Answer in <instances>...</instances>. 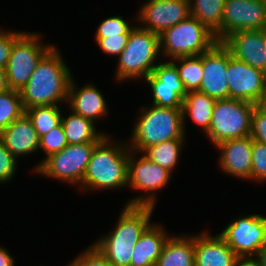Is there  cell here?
<instances>
[{
  "label": "cell",
  "mask_w": 266,
  "mask_h": 266,
  "mask_svg": "<svg viewBox=\"0 0 266 266\" xmlns=\"http://www.w3.org/2000/svg\"><path fill=\"white\" fill-rule=\"evenodd\" d=\"M54 45L38 62L28 83L19 92L24 109L67 104L72 71Z\"/></svg>",
  "instance_id": "6da1fadb"
},
{
  "label": "cell",
  "mask_w": 266,
  "mask_h": 266,
  "mask_svg": "<svg viewBox=\"0 0 266 266\" xmlns=\"http://www.w3.org/2000/svg\"><path fill=\"white\" fill-rule=\"evenodd\" d=\"M130 151L127 143L112 140L107 134L95 146L79 189L82 192H102L126 188Z\"/></svg>",
  "instance_id": "7a4b0ae2"
},
{
  "label": "cell",
  "mask_w": 266,
  "mask_h": 266,
  "mask_svg": "<svg viewBox=\"0 0 266 266\" xmlns=\"http://www.w3.org/2000/svg\"><path fill=\"white\" fill-rule=\"evenodd\" d=\"M153 205H124L114 229L92 244L113 266H130L132 250L152 223Z\"/></svg>",
  "instance_id": "3957f363"
},
{
  "label": "cell",
  "mask_w": 266,
  "mask_h": 266,
  "mask_svg": "<svg viewBox=\"0 0 266 266\" xmlns=\"http://www.w3.org/2000/svg\"><path fill=\"white\" fill-rule=\"evenodd\" d=\"M127 145L131 151L143 153L148 147L172 139H186L182 108L154 104L140 107Z\"/></svg>",
  "instance_id": "277c9868"
},
{
  "label": "cell",
  "mask_w": 266,
  "mask_h": 266,
  "mask_svg": "<svg viewBox=\"0 0 266 266\" xmlns=\"http://www.w3.org/2000/svg\"><path fill=\"white\" fill-rule=\"evenodd\" d=\"M160 55L159 34L141 28L135 23L126 47L116 60V81L121 83L144 80L162 61Z\"/></svg>",
  "instance_id": "5b68a950"
},
{
  "label": "cell",
  "mask_w": 266,
  "mask_h": 266,
  "mask_svg": "<svg viewBox=\"0 0 266 266\" xmlns=\"http://www.w3.org/2000/svg\"><path fill=\"white\" fill-rule=\"evenodd\" d=\"M161 57L169 61L178 57L197 56L209 50L216 42L214 33L194 16L164 30L159 35Z\"/></svg>",
  "instance_id": "8992f818"
},
{
  "label": "cell",
  "mask_w": 266,
  "mask_h": 266,
  "mask_svg": "<svg viewBox=\"0 0 266 266\" xmlns=\"http://www.w3.org/2000/svg\"><path fill=\"white\" fill-rule=\"evenodd\" d=\"M98 143L68 144L60 152L48 156L42 162L39 161L31 171L79 188L92 152Z\"/></svg>",
  "instance_id": "52a82bcc"
},
{
  "label": "cell",
  "mask_w": 266,
  "mask_h": 266,
  "mask_svg": "<svg viewBox=\"0 0 266 266\" xmlns=\"http://www.w3.org/2000/svg\"><path fill=\"white\" fill-rule=\"evenodd\" d=\"M254 103L232 98L217 100L208 132L204 135L216 146L228 139L250 135Z\"/></svg>",
  "instance_id": "ba28073f"
},
{
  "label": "cell",
  "mask_w": 266,
  "mask_h": 266,
  "mask_svg": "<svg viewBox=\"0 0 266 266\" xmlns=\"http://www.w3.org/2000/svg\"><path fill=\"white\" fill-rule=\"evenodd\" d=\"M137 154L141 156L137 157ZM172 173L151 161L143 153L130 151L128 160V185L127 187L143 192L129 199L125 205H153L157 204L158 191L166 188Z\"/></svg>",
  "instance_id": "9c48e42d"
},
{
  "label": "cell",
  "mask_w": 266,
  "mask_h": 266,
  "mask_svg": "<svg viewBox=\"0 0 266 266\" xmlns=\"http://www.w3.org/2000/svg\"><path fill=\"white\" fill-rule=\"evenodd\" d=\"M40 32L25 31L13 44L5 68L9 89L24 87L41 58L54 46L42 43Z\"/></svg>",
  "instance_id": "30bf717a"
},
{
  "label": "cell",
  "mask_w": 266,
  "mask_h": 266,
  "mask_svg": "<svg viewBox=\"0 0 266 266\" xmlns=\"http://www.w3.org/2000/svg\"><path fill=\"white\" fill-rule=\"evenodd\" d=\"M219 235L237 256L256 255L266 244V216L241 215L224 227Z\"/></svg>",
  "instance_id": "8fae6325"
},
{
  "label": "cell",
  "mask_w": 266,
  "mask_h": 266,
  "mask_svg": "<svg viewBox=\"0 0 266 266\" xmlns=\"http://www.w3.org/2000/svg\"><path fill=\"white\" fill-rule=\"evenodd\" d=\"M266 29V0H225L221 27L214 33L222 42L240 30Z\"/></svg>",
  "instance_id": "7c38bea8"
},
{
  "label": "cell",
  "mask_w": 266,
  "mask_h": 266,
  "mask_svg": "<svg viewBox=\"0 0 266 266\" xmlns=\"http://www.w3.org/2000/svg\"><path fill=\"white\" fill-rule=\"evenodd\" d=\"M229 98L259 105L266 96V73L234 58L228 49Z\"/></svg>",
  "instance_id": "4fadbf2b"
},
{
  "label": "cell",
  "mask_w": 266,
  "mask_h": 266,
  "mask_svg": "<svg viewBox=\"0 0 266 266\" xmlns=\"http://www.w3.org/2000/svg\"><path fill=\"white\" fill-rule=\"evenodd\" d=\"M189 15L190 0H148L139 8L136 21L141 28L160 35Z\"/></svg>",
  "instance_id": "5bb4252c"
},
{
  "label": "cell",
  "mask_w": 266,
  "mask_h": 266,
  "mask_svg": "<svg viewBox=\"0 0 266 266\" xmlns=\"http://www.w3.org/2000/svg\"><path fill=\"white\" fill-rule=\"evenodd\" d=\"M144 81L152 92V104L160 107L182 108L187 92L177 68L170 61H161Z\"/></svg>",
  "instance_id": "9a60e30c"
},
{
  "label": "cell",
  "mask_w": 266,
  "mask_h": 266,
  "mask_svg": "<svg viewBox=\"0 0 266 266\" xmlns=\"http://www.w3.org/2000/svg\"><path fill=\"white\" fill-rule=\"evenodd\" d=\"M227 65L228 48L217 41L203 53V72L199 92L216 100L228 99Z\"/></svg>",
  "instance_id": "2e32d148"
},
{
  "label": "cell",
  "mask_w": 266,
  "mask_h": 266,
  "mask_svg": "<svg viewBox=\"0 0 266 266\" xmlns=\"http://www.w3.org/2000/svg\"><path fill=\"white\" fill-rule=\"evenodd\" d=\"M252 147L250 135L222 141L215 146L219 150V168L227 175L251 181Z\"/></svg>",
  "instance_id": "e0dca14e"
},
{
  "label": "cell",
  "mask_w": 266,
  "mask_h": 266,
  "mask_svg": "<svg viewBox=\"0 0 266 266\" xmlns=\"http://www.w3.org/2000/svg\"><path fill=\"white\" fill-rule=\"evenodd\" d=\"M222 43L234 58L265 72L266 29L236 31Z\"/></svg>",
  "instance_id": "ac0fdd59"
},
{
  "label": "cell",
  "mask_w": 266,
  "mask_h": 266,
  "mask_svg": "<svg viewBox=\"0 0 266 266\" xmlns=\"http://www.w3.org/2000/svg\"><path fill=\"white\" fill-rule=\"evenodd\" d=\"M76 82L72 76L68 88L67 108L94 123L105 118L109 113V107L96 84L89 81L80 87Z\"/></svg>",
  "instance_id": "d6986e66"
},
{
  "label": "cell",
  "mask_w": 266,
  "mask_h": 266,
  "mask_svg": "<svg viewBox=\"0 0 266 266\" xmlns=\"http://www.w3.org/2000/svg\"><path fill=\"white\" fill-rule=\"evenodd\" d=\"M205 231L194 235L195 266H235L237 255L225 240Z\"/></svg>",
  "instance_id": "ffe728a7"
},
{
  "label": "cell",
  "mask_w": 266,
  "mask_h": 266,
  "mask_svg": "<svg viewBox=\"0 0 266 266\" xmlns=\"http://www.w3.org/2000/svg\"><path fill=\"white\" fill-rule=\"evenodd\" d=\"M39 139L26 113L13 121L0 134V140L18 161L19 157L30 156L39 151Z\"/></svg>",
  "instance_id": "44dd1931"
},
{
  "label": "cell",
  "mask_w": 266,
  "mask_h": 266,
  "mask_svg": "<svg viewBox=\"0 0 266 266\" xmlns=\"http://www.w3.org/2000/svg\"><path fill=\"white\" fill-rule=\"evenodd\" d=\"M170 235L163 224L152 222L134 245L130 266H155Z\"/></svg>",
  "instance_id": "7402d4cb"
},
{
  "label": "cell",
  "mask_w": 266,
  "mask_h": 266,
  "mask_svg": "<svg viewBox=\"0 0 266 266\" xmlns=\"http://www.w3.org/2000/svg\"><path fill=\"white\" fill-rule=\"evenodd\" d=\"M155 266H195L194 235H170Z\"/></svg>",
  "instance_id": "603a6c76"
},
{
  "label": "cell",
  "mask_w": 266,
  "mask_h": 266,
  "mask_svg": "<svg viewBox=\"0 0 266 266\" xmlns=\"http://www.w3.org/2000/svg\"><path fill=\"white\" fill-rule=\"evenodd\" d=\"M216 99L211 98L205 93L199 91H191L187 92L185 98L183 99V128L186 133V125L185 124L189 117L190 121L199 126L204 134H206L209 130L213 108L216 103Z\"/></svg>",
  "instance_id": "cb8c5ba5"
},
{
  "label": "cell",
  "mask_w": 266,
  "mask_h": 266,
  "mask_svg": "<svg viewBox=\"0 0 266 266\" xmlns=\"http://www.w3.org/2000/svg\"><path fill=\"white\" fill-rule=\"evenodd\" d=\"M68 116L62 114L61 123L68 144L100 142L108 133L97 130L92 120L68 109Z\"/></svg>",
  "instance_id": "d4e9b609"
},
{
  "label": "cell",
  "mask_w": 266,
  "mask_h": 266,
  "mask_svg": "<svg viewBox=\"0 0 266 266\" xmlns=\"http://www.w3.org/2000/svg\"><path fill=\"white\" fill-rule=\"evenodd\" d=\"M186 139H172L148 147L143 154L171 173L176 169Z\"/></svg>",
  "instance_id": "484cf974"
},
{
  "label": "cell",
  "mask_w": 266,
  "mask_h": 266,
  "mask_svg": "<svg viewBox=\"0 0 266 266\" xmlns=\"http://www.w3.org/2000/svg\"><path fill=\"white\" fill-rule=\"evenodd\" d=\"M225 0H190V15L215 33L221 27Z\"/></svg>",
  "instance_id": "4316f807"
},
{
  "label": "cell",
  "mask_w": 266,
  "mask_h": 266,
  "mask_svg": "<svg viewBox=\"0 0 266 266\" xmlns=\"http://www.w3.org/2000/svg\"><path fill=\"white\" fill-rule=\"evenodd\" d=\"M170 62L177 68L186 92L199 91L203 72V53L197 56L178 57Z\"/></svg>",
  "instance_id": "83f0119b"
},
{
  "label": "cell",
  "mask_w": 266,
  "mask_h": 266,
  "mask_svg": "<svg viewBox=\"0 0 266 266\" xmlns=\"http://www.w3.org/2000/svg\"><path fill=\"white\" fill-rule=\"evenodd\" d=\"M61 105L34 106L25 110L38 136L41 137L61 123Z\"/></svg>",
  "instance_id": "f1b7e54d"
},
{
  "label": "cell",
  "mask_w": 266,
  "mask_h": 266,
  "mask_svg": "<svg viewBox=\"0 0 266 266\" xmlns=\"http://www.w3.org/2000/svg\"><path fill=\"white\" fill-rule=\"evenodd\" d=\"M24 113L25 109L18 90L7 89L0 93V134Z\"/></svg>",
  "instance_id": "f546056e"
},
{
  "label": "cell",
  "mask_w": 266,
  "mask_h": 266,
  "mask_svg": "<svg viewBox=\"0 0 266 266\" xmlns=\"http://www.w3.org/2000/svg\"><path fill=\"white\" fill-rule=\"evenodd\" d=\"M67 145L68 142L62 123H60L57 127L51 129L39 139V150L44 151V154L46 155L41 162L48 156L60 152Z\"/></svg>",
  "instance_id": "4dcf8cb0"
},
{
  "label": "cell",
  "mask_w": 266,
  "mask_h": 266,
  "mask_svg": "<svg viewBox=\"0 0 266 266\" xmlns=\"http://www.w3.org/2000/svg\"><path fill=\"white\" fill-rule=\"evenodd\" d=\"M124 19V17L120 15L108 17L98 25L96 28L95 37H108L118 34H130L132 28L135 26L134 24L130 25Z\"/></svg>",
  "instance_id": "1f68e13d"
},
{
  "label": "cell",
  "mask_w": 266,
  "mask_h": 266,
  "mask_svg": "<svg viewBox=\"0 0 266 266\" xmlns=\"http://www.w3.org/2000/svg\"><path fill=\"white\" fill-rule=\"evenodd\" d=\"M251 181L266 182V144L253 140Z\"/></svg>",
  "instance_id": "d6a6232c"
},
{
  "label": "cell",
  "mask_w": 266,
  "mask_h": 266,
  "mask_svg": "<svg viewBox=\"0 0 266 266\" xmlns=\"http://www.w3.org/2000/svg\"><path fill=\"white\" fill-rule=\"evenodd\" d=\"M66 266H113L92 243Z\"/></svg>",
  "instance_id": "836d02e7"
},
{
  "label": "cell",
  "mask_w": 266,
  "mask_h": 266,
  "mask_svg": "<svg viewBox=\"0 0 266 266\" xmlns=\"http://www.w3.org/2000/svg\"><path fill=\"white\" fill-rule=\"evenodd\" d=\"M18 163V160L0 140V184H7L13 180L17 172Z\"/></svg>",
  "instance_id": "e575fe53"
},
{
  "label": "cell",
  "mask_w": 266,
  "mask_h": 266,
  "mask_svg": "<svg viewBox=\"0 0 266 266\" xmlns=\"http://www.w3.org/2000/svg\"><path fill=\"white\" fill-rule=\"evenodd\" d=\"M130 34H118L108 37H95L98 48L111 56H119L127 45Z\"/></svg>",
  "instance_id": "d590c367"
},
{
  "label": "cell",
  "mask_w": 266,
  "mask_h": 266,
  "mask_svg": "<svg viewBox=\"0 0 266 266\" xmlns=\"http://www.w3.org/2000/svg\"><path fill=\"white\" fill-rule=\"evenodd\" d=\"M24 32L0 28V68H6L12 46Z\"/></svg>",
  "instance_id": "8d00e7d4"
},
{
  "label": "cell",
  "mask_w": 266,
  "mask_h": 266,
  "mask_svg": "<svg viewBox=\"0 0 266 266\" xmlns=\"http://www.w3.org/2000/svg\"><path fill=\"white\" fill-rule=\"evenodd\" d=\"M250 137L254 141L266 144V111L259 105L253 109Z\"/></svg>",
  "instance_id": "74e56055"
},
{
  "label": "cell",
  "mask_w": 266,
  "mask_h": 266,
  "mask_svg": "<svg viewBox=\"0 0 266 266\" xmlns=\"http://www.w3.org/2000/svg\"><path fill=\"white\" fill-rule=\"evenodd\" d=\"M235 266H261L258 258L255 255L238 256Z\"/></svg>",
  "instance_id": "f35d334b"
},
{
  "label": "cell",
  "mask_w": 266,
  "mask_h": 266,
  "mask_svg": "<svg viewBox=\"0 0 266 266\" xmlns=\"http://www.w3.org/2000/svg\"><path fill=\"white\" fill-rule=\"evenodd\" d=\"M14 258L11 256L9 251L0 246V266H15Z\"/></svg>",
  "instance_id": "ab89813d"
},
{
  "label": "cell",
  "mask_w": 266,
  "mask_h": 266,
  "mask_svg": "<svg viewBox=\"0 0 266 266\" xmlns=\"http://www.w3.org/2000/svg\"><path fill=\"white\" fill-rule=\"evenodd\" d=\"M9 89L6 78V71L3 68H0V93L5 92Z\"/></svg>",
  "instance_id": "60d3db41"
},
{
  "label": "cell",
  "mask_w": 266,
  "mask_h": 266,
  "mask_svg": "<svg viewBox=\"0 0 266 266\" xmlns=\"http://www.w3.org/2000/svg\"><path fill=\"white\" fill-rule=\"evenodd\" d=\"M255 256L258 258L261 266H266V244L260 248Z\"/></svg>",
  "instance_id": "b9f144b4"
},
{
  "label": "cell",
  "mask_w": 266,
  "mask_h": 266,
  "mask_svg": "<svg viewBox=\"0 0 266 266\" xmlns=\"http://www.w3.org/2000/svg\"><path fill=\"white\" fill-rule=\"evenodd\" d=\"M259 106L266 111V96L262 99Z\"/></svg>",
  "instance_id": "7bdbcfd3"
},
{
  "label": "cell",
  "mask_w": 266,
  "mask_h": 266,
  "mask_svg": "<svg viewBox=\"0 0 266 266\" xmlns=\"http://www.w3.org/2000/svg\"><path fill=\"white\" fill-rule=\"evenodd\" d=\"M265 50H266V47H265ZM265 57H266V53H265ZM265 73H266V61H265Z\"/></svg>",
  "instance_id": "ee69618b"
}]
</instances>
